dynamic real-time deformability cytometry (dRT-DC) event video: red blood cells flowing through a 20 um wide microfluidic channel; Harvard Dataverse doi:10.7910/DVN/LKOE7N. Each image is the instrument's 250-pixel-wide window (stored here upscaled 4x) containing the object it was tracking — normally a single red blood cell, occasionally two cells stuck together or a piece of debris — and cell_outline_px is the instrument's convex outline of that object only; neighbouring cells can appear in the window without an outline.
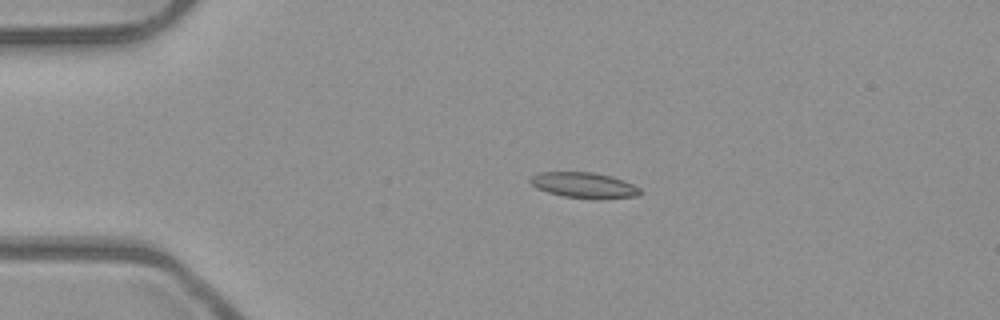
{"species": "common noctule bat (a hibernating species)", "species_latin": "Nyctalus noctula", "temperature_condition": "room temperature", "stored_images_in_passage": 5, "camera_frame_rate_fps": 3000, "um_per_image_px": 0.085, "animal": {"sex": "male", "body_mass_g": 23.1, "forearm_length_mm": 52.7}, "frame": {"image": 1, "passage_image": 3, "time_ms": 0.667, "image_size_px": [1000, 320], "cell_outline_px": [[644, 192], [640, 196], [596, 200], [564, 196], [548, 192], [536, 188], [528, 180], [532, 176], [540, 172], [596, 172], [612, 176], [624, 180], [640, 188]], "centroid_in_image_um": [49.71, 15.75], "position_along_channel_um": 35.3, "area_um2": 16.76}}
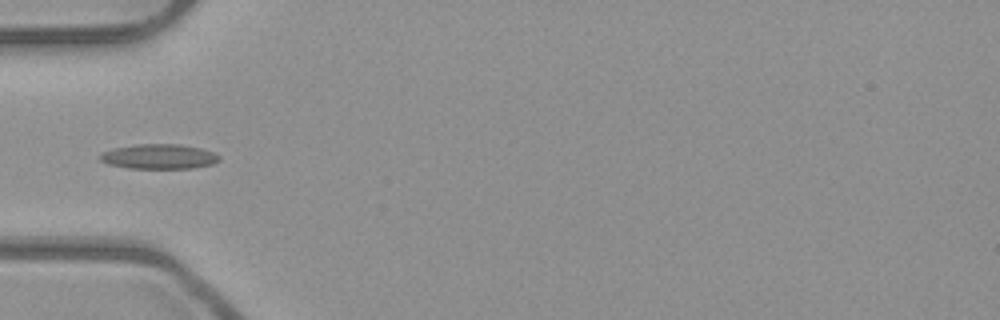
{"frame": {"image": 2, "passage_image": 5, "time_ms": 1.333, "image_size_px": [1000, 320], "cell_outline_px": [[220, 160], [212, 164], [192, 168], [128, 168], [108, 164], [100, 160], [100, 152], [112, 148], [136, 144], [180, 144], [200, 148], [212, 152], [220, 156]], "centroid_in_image_um": [13.48, 13.3], "position_along_channel_um": 71.5, "area_um2": 17.28}}